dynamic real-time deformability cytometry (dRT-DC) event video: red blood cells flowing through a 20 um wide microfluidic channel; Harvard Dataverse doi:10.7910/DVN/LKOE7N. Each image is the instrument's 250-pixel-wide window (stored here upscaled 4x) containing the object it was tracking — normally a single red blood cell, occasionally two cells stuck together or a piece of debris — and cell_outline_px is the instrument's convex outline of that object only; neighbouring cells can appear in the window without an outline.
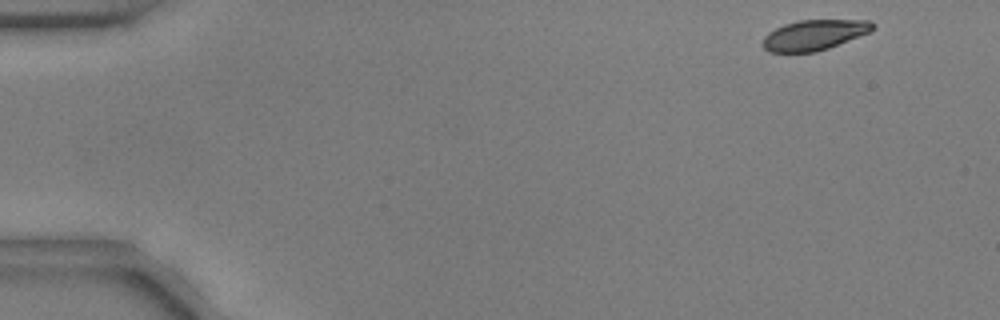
{"species": "common noctule bat (a hibernating species)", "species_latin": "Nyctalus noctula", "temperature_condition": "warm", "stored_images_in_passage": 51, "camera_frame_rate_fps": 3000, "um_per_image_px": 0.085, "animal": {"sex": "male", "body_mass_g": 17.9, "forearm_length_mm": 54.2}, "frame": {"image": 1, "passage_image": 1, "time_ms": 0.0, "image_size_px": [1000, 320], "cell_outline_px": [[872, 28], [868, 32], [836, 44], [824, 48], [808, 52], [772, 52], [764, 44], [764, 40], [772, 32], [788, 24], [808, 20], [844, 20], [872, 24]], "centroid_in_image_um": [69.17, 2.98], "position_along_channel_um": 15.8, "area_um2": 17.57}}
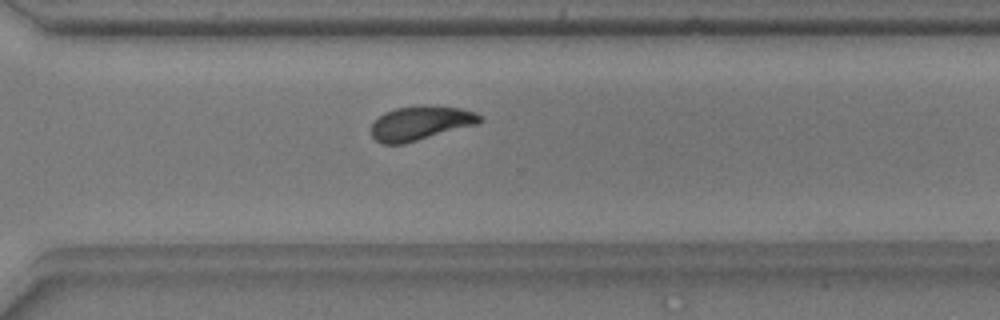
{"frame": {"image": 2, "passage_image": 36, "time_ms": 11.667, "image_size_px": [1000, 320], "cell_outline_px": [[480, 120], [412, 140], [396, 144], [388, 144], [376, 140], [372, 136], [372, 124], [380, 116], [388, 112], [400, 108], [452, 108], [472, 112], [480, 116]], "centroid_in_image_um": [35.55, 10.48], "position_along_channel_um": 335.0, "area_um2": 18.79}}
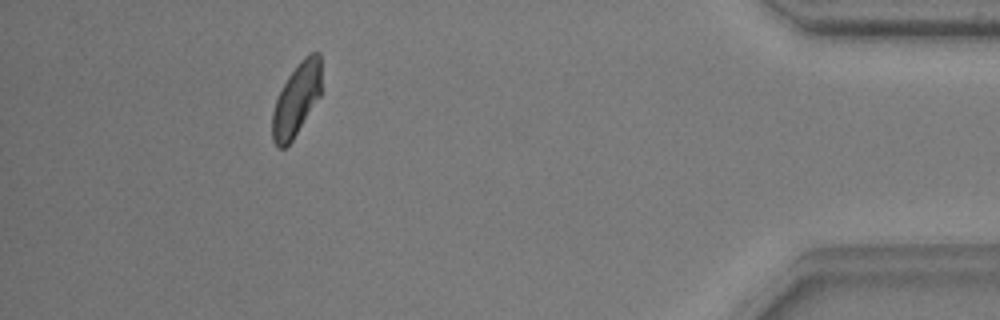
{"frame": {"image": 3, "passage_image": 46, "time_ms": 15.0, "image_size_px": [1000, 320], "cell_outline_px": [[320, 92], [296, 132], [288, 144], [284, 148], [280, 148], [276, 144], [272, 136], [272, 116], [276, 100], [284, 84], [292, 72], [312, 52], [316, 52], [320, 56]], "centroid_in_image_um": [25.16, 8.48], "position_along_channel_um": 410.0, "area_um2": 19.19}, "authors_computed_cell_mechanics": {"area_um2": 18.4382, "velocity_mm_per_s": 3.7489, "shape_relaxation_time_tau1_ms": 4.2462, "shape_relaxation_time_tau2_ms": 3.7323, "deformation_change_tau1": 0.1351, "deformation_change_tau2": 0.0911}}